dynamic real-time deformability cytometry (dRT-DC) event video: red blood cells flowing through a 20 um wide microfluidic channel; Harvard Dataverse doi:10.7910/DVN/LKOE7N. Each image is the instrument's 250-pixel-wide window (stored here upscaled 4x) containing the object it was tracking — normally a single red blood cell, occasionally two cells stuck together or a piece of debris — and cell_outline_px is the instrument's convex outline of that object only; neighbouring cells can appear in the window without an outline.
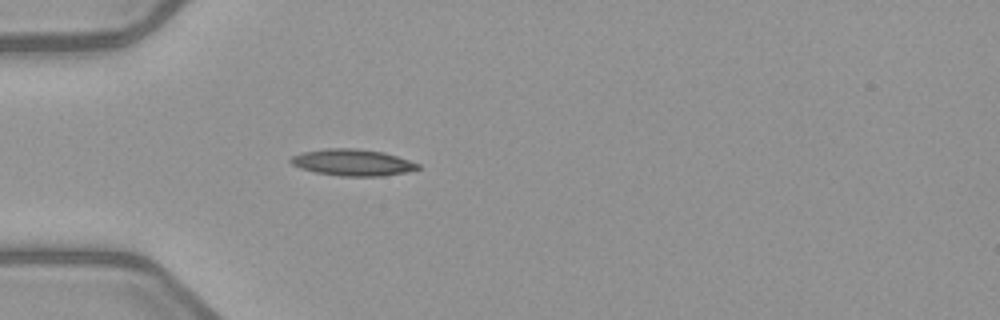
{"species": "common noctule bat (a hibernating species)", "species_latin": "Nyctalus noctula", "temperature_condition": "warm", "stored_images_in_passage": 5, "camera_frame_rate_fps": 3000, "um_per_image_px": 0.085, "animal": {"sex": "female", "body_mass_g": 21.9}, "frame": {"image": 1, "passage_image": 3, "time_ms": 3.333, "image_size_px": [1000, 320], "cell_outline_px": [[420, 168], [404, 172], [384, 176], [340, 176], [316, 172], [300, 168], [292, 164], [288, 160], [292, 156], [300, 152], [324, 148], [356, 148], [384, 152], [420, 164]], "centroid_in_image_um": [29.92, 13.8], "position_along_channel_um": 55.1, "area_um2": 19.71}}
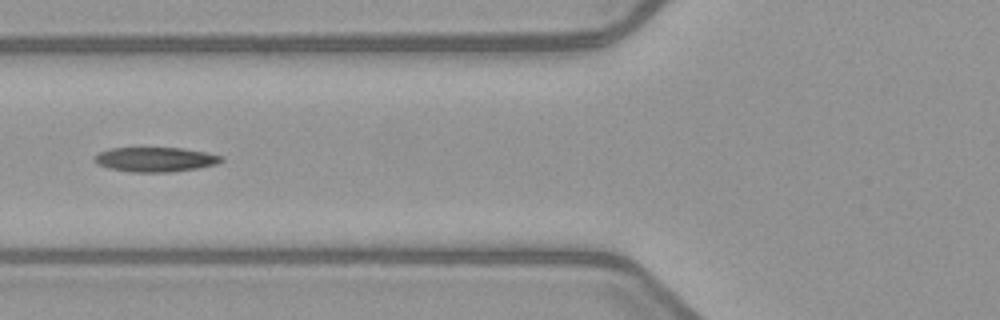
{"frame": {"image": 2, "passage_image": 5, "time_ms": 5.0, "image_size_px": [1000, 320], "cell_outline_px": [[224, 160], [216, 164], [196, 168], [168, 172], [132, 172], [108, 168], [92, 160], [92, 156], [108, 148], [184, 148], [224, 156]], "centroid_in_image_um": [13.18, 13.55], "position_along_channel_um": 112.6, "area_um2": 18.15}}